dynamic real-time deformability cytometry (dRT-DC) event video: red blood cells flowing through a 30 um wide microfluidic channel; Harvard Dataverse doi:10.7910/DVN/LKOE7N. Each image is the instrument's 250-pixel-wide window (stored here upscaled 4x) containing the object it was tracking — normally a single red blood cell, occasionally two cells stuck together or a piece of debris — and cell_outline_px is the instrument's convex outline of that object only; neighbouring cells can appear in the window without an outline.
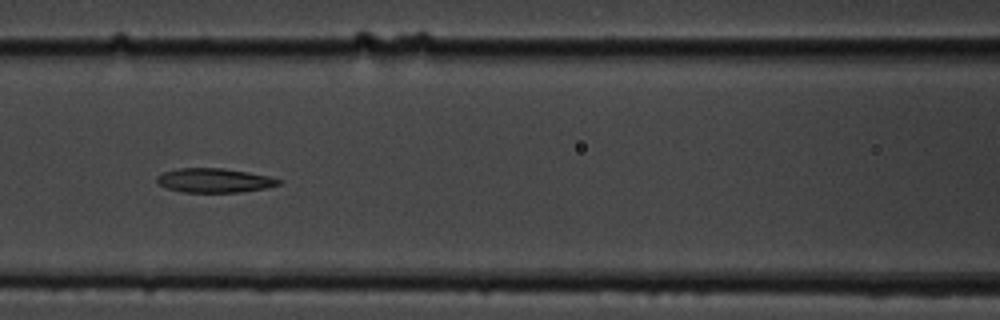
{"species": "common noctule bat (a hibernating species)", "species_latin": "Nyctalus noctula", "temperature_condition": "cold", "stored_images_in_passage": 13, "segment_of_instrument_passage": [1, 2], "camera_frame_rate_fps": 3000, "um_per_image_px": 0.085, "animal": {"sex": "male", "body_mass_g": 19.5, "forearm_length_mm": 54.6}, "frame": {"image": 1, "passage_image": 4, "time_ms": 3.333, "image_size_px": [1000, 320], "cell_outline_px": [[280, 184], [264, 188], [240, 192], [180, 192], [164, 188], [156, 180], [156, 176], [164, 172], [180, 168], [224, 168], [248, 172], [268, 176], [280, 180]], "centroid_in_image_um": [18.16, 15.34], "position_along_channel_um": 148.4, "area_um2": 17.11}}
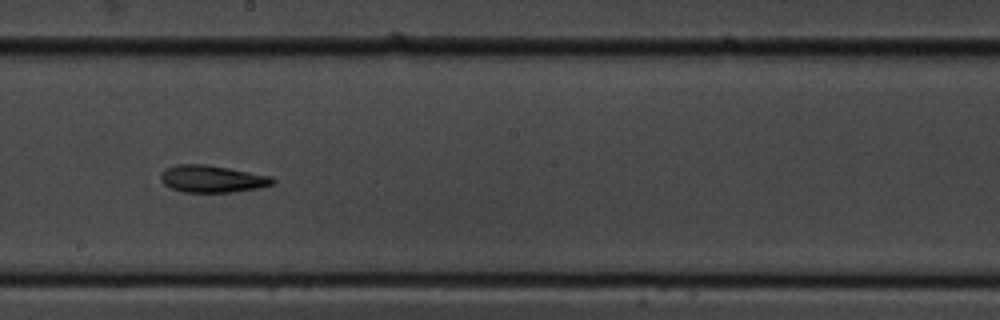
{"frame": {"image": 2, "passage_image": 6, "time_ms": 5.667, "image_size_px": [1000, 320], "cell_outline_px": [[276, 180], [272, 184], [260, 188], [232, 192], [184, 192], [172, 188], [164, 184], [160, 180], [160, 176], [164, 168], [176, 164], [204, 164], [228, 168], [272, 176]], "centroid_in_image_um": [18.02, 15.2], "position_along_channel_um": 230.2, "area_um2": 17.74}}
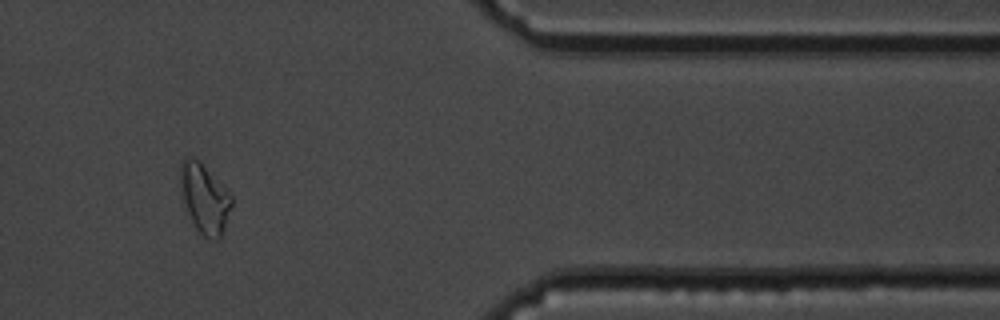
{"frame": {"image": 3, "passage_image": 10, "time_ms": 11.0, "image_size_px": [1000, 320], "cell_outline_px": [[232, 204], [220, 236], [216, 240], [212, 240], [204, 236], [196, 228], [188, 212], [180, 188], [180, 164], [184, 156], [192, 156], [232, 196]], "centroid_in_image_um": [17.35, 16.86], "position_along_channel_um": 394.0, "area_um2": 19.83}}